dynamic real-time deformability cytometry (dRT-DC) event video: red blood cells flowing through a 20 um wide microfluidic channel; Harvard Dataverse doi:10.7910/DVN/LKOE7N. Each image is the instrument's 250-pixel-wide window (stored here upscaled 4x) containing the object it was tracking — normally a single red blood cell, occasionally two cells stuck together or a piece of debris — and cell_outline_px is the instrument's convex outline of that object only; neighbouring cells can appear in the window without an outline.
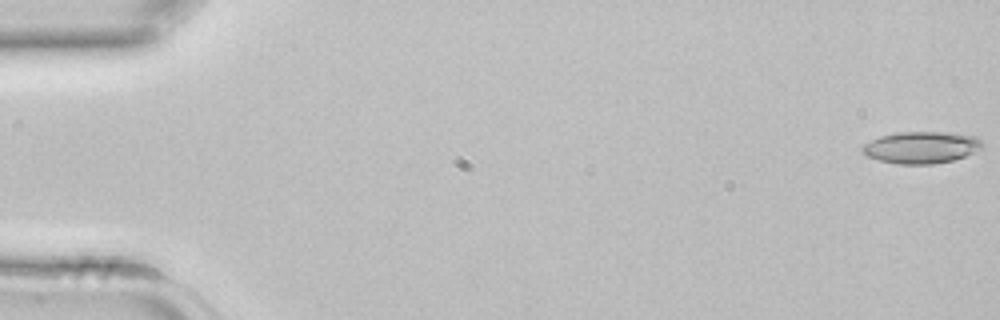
{"species": "common noctule bat (a hibernating species)", "species_latin": "Nyctalus noctula", "temperature_condition": "room temperature", "stored_images_in_passage": 43, "camera_frame_rate_fps": 3000, "um_per_image_px": 0.085, "animal": {"sex": "female", "body_mass_g": 22.7, "forearm_length_mm": 54.2}, "frame": {"image": 1, "passage_image": 1, "time_ms": 0.0, "image_size_px": [1000, 320], "cell_outline_px": [[984, 148], [964, 156], [952, 160], [932, 164], [896, 164], [880, 160], [868, 156], [860, 152], [860, 148], [864, 144], [880, 136], [900, 132], [948, 132], [976, 136], [984, 144]], "centroid_in_image_um": [78.32, 12.53], "position_along_channel_um": 6.7, "area_um2": 22.31}}
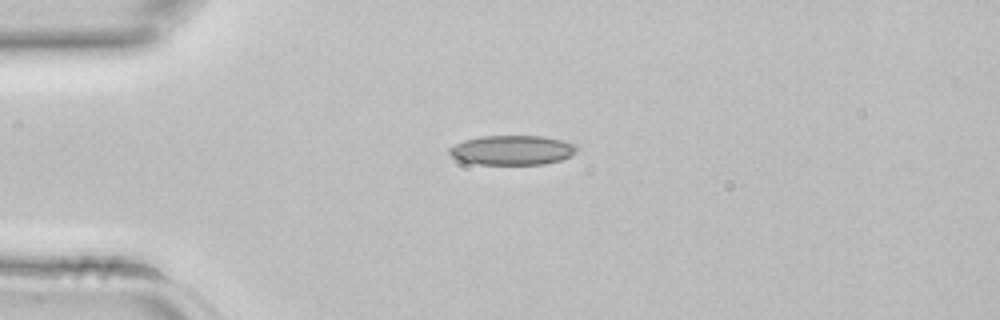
{"frame": {"image": 2, "passage_image": 11, "time_ms": 3.333, "image_size_px": [1000, 320], "cell_outline_px": [[576, 152], [572, 156], [560, 160], [544, 164], [476, 164], [460, 160], [452, 156], [448, 152], [448, 148], [464, 140], [480, 136], [544, 136], [564, 140], [576, 144]], "centroid_in_image_um": [43.56, 12.75], "position_along_channel_um": 41.4, "area_um2": 22.02}}
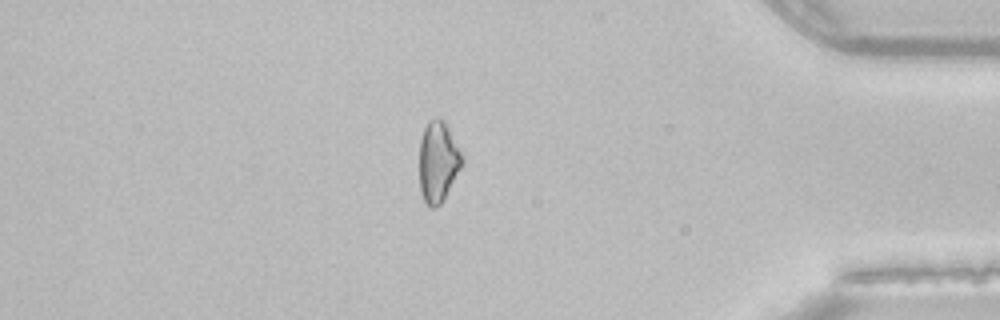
{"frame": {"image": 3, "passage_image": 37, "time_ms": 12.0, "image_size_px": [1000, 320], "cell_outline_px": [[464, 160], [444, 200], [436, 208], [428, 208], [424, 200], [420, 188], [420, 140], [424, 128], [428, 120], [444, 120], [464, 156]], "centroid_in_image_um": [37.24, 13.78], "position_along_channel_um": 398.0, "area_um2": 20.06}}